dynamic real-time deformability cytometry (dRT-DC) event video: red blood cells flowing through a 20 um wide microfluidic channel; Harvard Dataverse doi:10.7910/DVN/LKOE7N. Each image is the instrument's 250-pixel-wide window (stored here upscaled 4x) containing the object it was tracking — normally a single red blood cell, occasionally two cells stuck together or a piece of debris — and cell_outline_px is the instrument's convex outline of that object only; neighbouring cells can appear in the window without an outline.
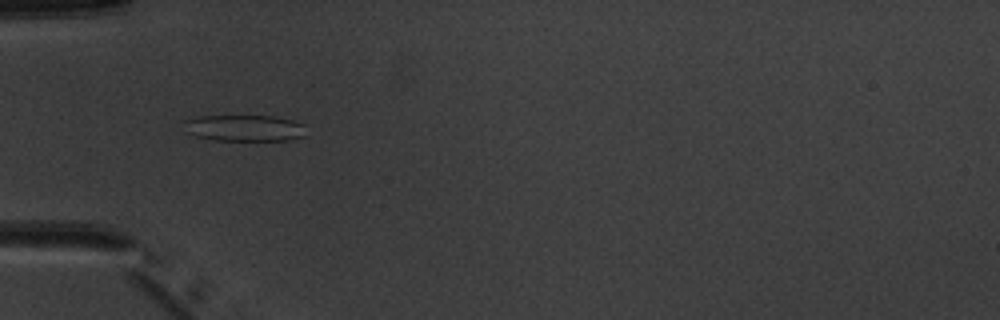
{"species": "common noctule bat (a hibernating species)", "species_latin": "Nyctalus noctula", "temperature_condition": "warm", "stored_images_in_passage": 5, "camera_frame_rate_fps": 3000, "um_per_image_px": 0.085, "animal": {"sex": "male", "body_mass_g": 20.1, "forearm_length_mm": 53.5}, "frame": {"image": 1, "passage_image": 5, "time_ms": 4.667, "image_size_px": [1000, 320], "cell_outline_px": [[308, 136], [288, 140], [212, 140], [196, 136], [184, 132], [184, 120], [200, 116], [276, 116], [292, 120], [304, 124]], "centroid_in_image_um": [20.8, 10.89], "position_along_channel_um": 64.2, "area_um2": 19.07}}